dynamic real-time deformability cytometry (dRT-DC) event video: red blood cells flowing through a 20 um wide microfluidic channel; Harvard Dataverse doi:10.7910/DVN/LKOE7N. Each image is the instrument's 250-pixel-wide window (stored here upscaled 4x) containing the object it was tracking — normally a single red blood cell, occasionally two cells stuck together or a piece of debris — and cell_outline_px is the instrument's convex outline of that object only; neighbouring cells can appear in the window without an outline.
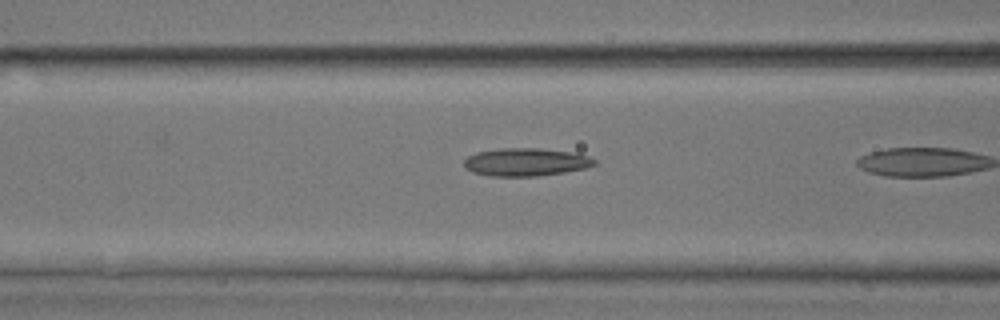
{"species": "common noctule bat (a hibernating species)", "species_latin": "Nyctalus noctula", "temperature_condition": "room temperature", "stored_images_in_passage": 7, "camera_frame_rate_fps": 3000, "um_per_image_px": 0.085, "animal": {"sex": "male", "body_mass_g": 17.9, "forearm_length_mm": 54.2}, "frame": {"image": 1, "passage_image": 6, "time_ms": 1.667, "image_size_px": [1000, 320], "cell_outline_px": [[596, 164], [584, 168], [564, 172], [536, 176], [488, 176], [472, 172], [464, 168], [464, 160], [468, 156], [476, 152], [500, 148], [540, 148], [576, 152], [588, 156], [596, 160]], "centroid_in_image_um": [44.68, 13.77], "position_along_channel_um": 121.9, "area_um2": 21.39}}